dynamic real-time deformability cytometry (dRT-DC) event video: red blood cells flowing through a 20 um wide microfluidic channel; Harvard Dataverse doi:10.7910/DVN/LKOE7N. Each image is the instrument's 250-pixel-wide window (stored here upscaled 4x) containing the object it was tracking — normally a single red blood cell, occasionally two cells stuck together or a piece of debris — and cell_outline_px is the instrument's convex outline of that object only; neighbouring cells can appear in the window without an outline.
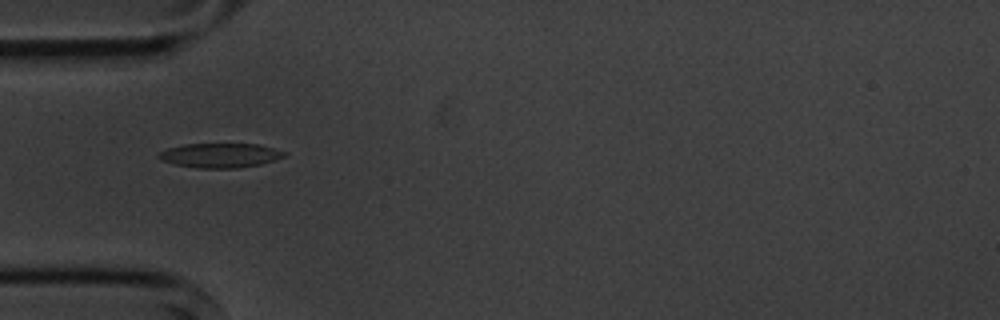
{"species": "common noctule bat (a hibernating species)", "species_latin": "Nyctalus noctula", "temperature_condition": "cold", "stored_images_in_passage": 6, "camera_frame_rate_fps": 3000, "um_per_image_px": 0.085, "animal": {"sex": "male", "body_mass_g": 20.1, "forearm_length_mm": 53.5}, "frame": {"image": 1, "passage_image": 5, "time_ms": 4.667, "image_size_px": [1000, 320], "cell_outline_px": [[288, 156], [260, 164], [236, 168], [196, 168], [172, 164], [160, 160], [156, 156], [160, 152], [168, 148], [184, 144], [260, 144], [288, 152]], "centroid_in_image_um": [18.72, 13.21], "position_along_channel_um": 66.3, "area_um2": 18.09}}
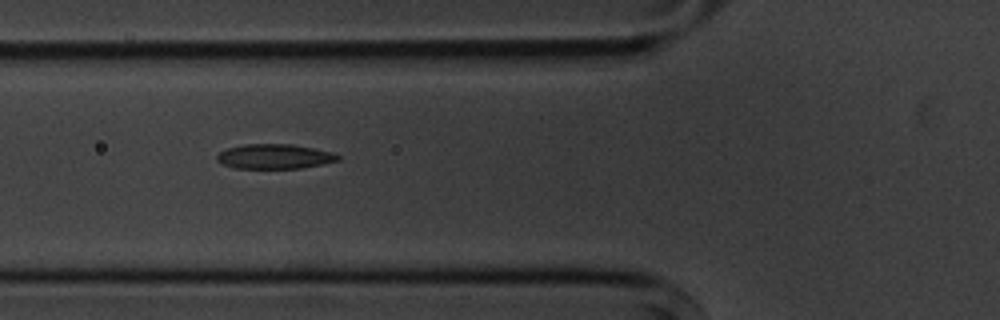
{"frame": {"image": 2, "passage_image": 6, "time_ms": 5.667, "image_size_px": [1000, 320], "cell_outline_px": [[340, 160], [300, 168], [236, 168], [220, 164], [216, 160], [216, 156], [220, 152], [228, 148], [244, 144], [292, 144], [332, 152], [340, 156]], "centroid_in_image_um": [23.3, 13.3], "position_along_channel_um": 102.5, "area_um2": 17.34}}